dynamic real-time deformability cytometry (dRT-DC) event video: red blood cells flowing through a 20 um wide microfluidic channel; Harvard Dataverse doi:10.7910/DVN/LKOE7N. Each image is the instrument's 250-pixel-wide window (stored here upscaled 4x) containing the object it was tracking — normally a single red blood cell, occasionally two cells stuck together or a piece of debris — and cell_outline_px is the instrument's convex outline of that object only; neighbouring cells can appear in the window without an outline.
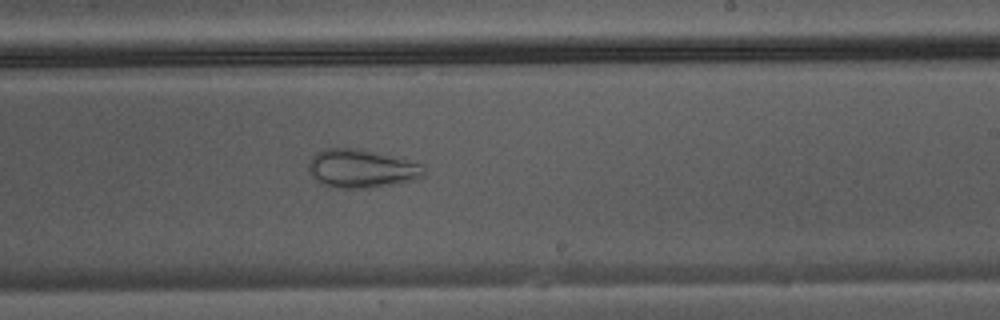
{"species": "Egyptian fruit bat (a non-hibernating species)", "species_latin": "Rousettus aegyptiacus", "temperature_condition": "warm", "stored_images_in_passage": 36, "camera_frame_rate_fps": 3000, "um_per_image_px": 0.085, "animal": {"sex": "male"}, "frame": {"image": 1, "passage_image": 21, "time_ms": 6.667, "image_size_px": [1000, 320], "cell_outline_px": [[424, 176], [416, 180], [400, 184], [368, 188], [336, 188], [324, 184], [316, 180], [308, 172], [308, 164], [312, 156], [316, 152], [324, 148], [360, 148], [420, 164], [424, 168]], "centroid_in_image_um": [30.7, 14.34], "position_along_channel_um": 258.3, "area_um2": 25.95}}
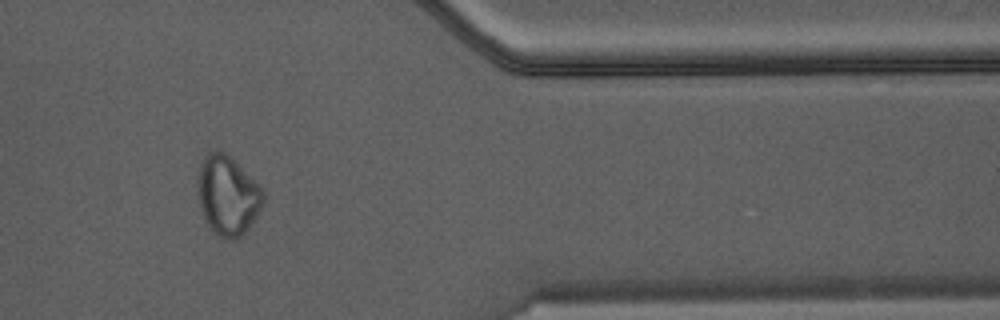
{"frame": {"image": 2, "passage_image": 31, "time_ms": 10.0, "image_size_px": [1000, 320], "cell_outline_px": [[264, 200], [256, 220], [240, 236], [232, 240], [228, 240], [220, 236], [208, 224], [204, 216], [196, 192], [200, 164], [208, 152], [224, 152], [260, 184], [264, 188]], "centroid_in_image_um": [19.38, 16.62], "position_along_channel_um": 392.0, "area_um2": 30.11}}